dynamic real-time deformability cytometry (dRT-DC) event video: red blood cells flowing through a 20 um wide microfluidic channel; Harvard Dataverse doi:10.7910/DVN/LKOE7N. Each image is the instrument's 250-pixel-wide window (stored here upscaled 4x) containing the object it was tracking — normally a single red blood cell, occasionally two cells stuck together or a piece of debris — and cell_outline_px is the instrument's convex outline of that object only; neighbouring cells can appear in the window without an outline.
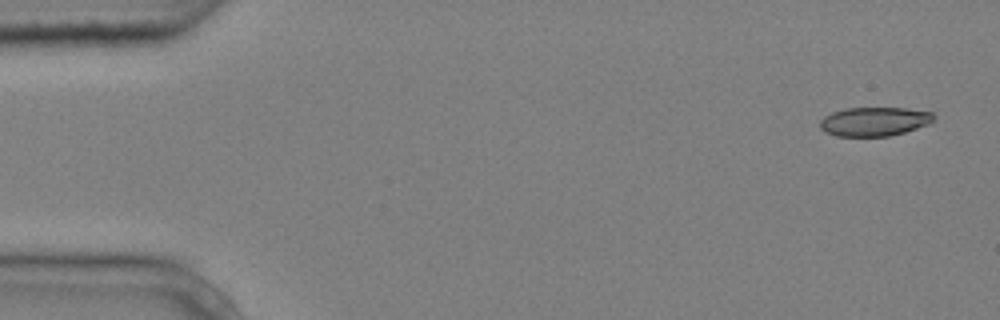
{"species": "common noctule bat (a hibernating species)", "species_latin": "Nyctalus noctula", "temperature_condition": "cold", "stored_images_in_passage": 5, "camera_frame_rate_fps": 3000, "um_per_image_px": 0.085, "animal": {"sex": "male", "body_mass_g": 20.4}, "frame": {"image": 1, "passage_image": 1, "time_ms": 0.0, "image_size_px": [1000, 320], "cell_outline_px": [[936, 116], [928, 124], [904, 132], [888, 136], [836, 136], [824, 132], [820, 128], [820, 120], [824, 116], [832, 112], [844, 108], [908, 108], [932, 112]], "centroid_in_image_um": [74.29, 10.32], "position_along_channel_um": 10.7, "area_um2": 19.25}}
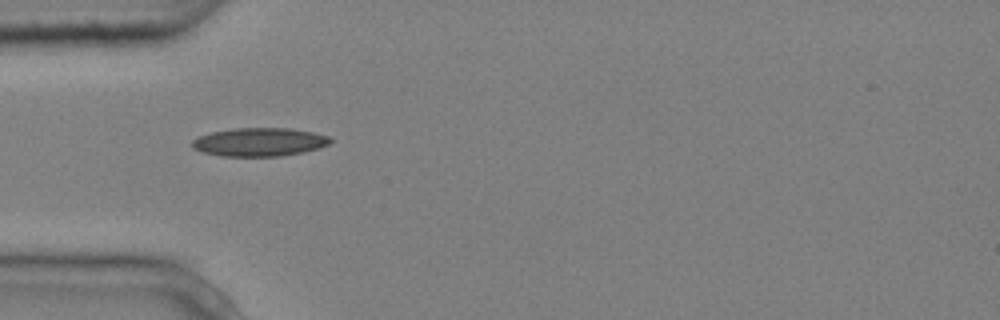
{"frame": {"image": 2, "passage_image": 4, "time_ms": 1.0, "image_size_px": [1000, 320], "cell_outline_px": [[332, 140], [328, 144], [304, 152], [280, 156], [220, 156], [204, 152], [192, 148], [192, 140], [200, 136], [212, 132], [236, 128], [292, 128], [312, 132], [328, 136]], "centroid_in_image_um": [22.04, 12.07], "position_along_channel_um": 63.0, "area_um2": 22.72}}
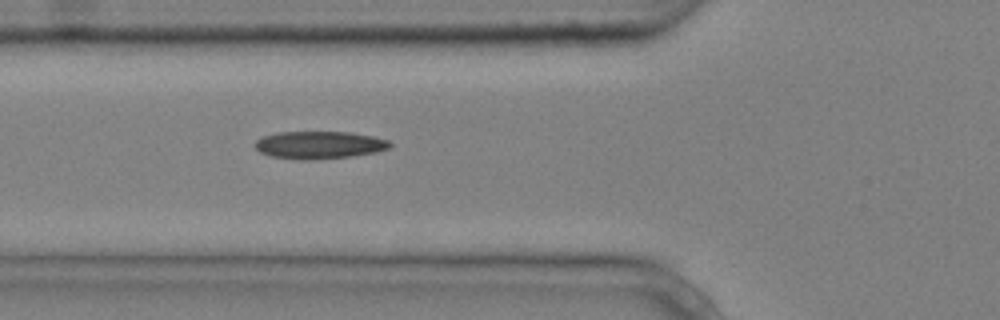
{"frame": {"image": 3, "passage_image": 5, "time_ms": 1.333, "image_size_px": [1000, 320], "cell_outline_px": [[392, 144], [388, 148], [376, 152], [352, 156], [312, 160], [304, 160], [272, 156], [260, 152], [256, 148], [256, 140], [264, 136], [276, 132], [348, 132], [372, 136], [388, 140]], "centroid_in_image_um": [27.14, 12.32], "position_along_channel_um": 98.7, "area_um2": 21.5}}